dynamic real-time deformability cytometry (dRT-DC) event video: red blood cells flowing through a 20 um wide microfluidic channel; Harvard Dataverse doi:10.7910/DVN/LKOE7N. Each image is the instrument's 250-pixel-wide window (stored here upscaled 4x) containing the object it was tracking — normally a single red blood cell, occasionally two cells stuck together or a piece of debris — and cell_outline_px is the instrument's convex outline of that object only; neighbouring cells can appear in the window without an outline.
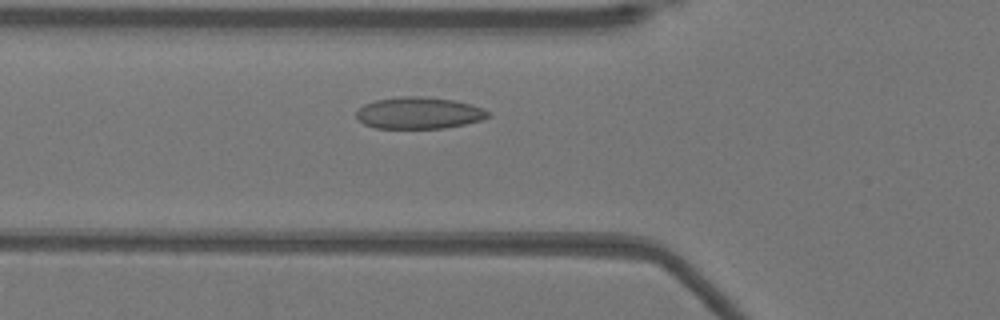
{"species": "Egyptian fruit bat (a non-hibernating species)", "species_latin": "Rousettus aegyptiacus", "temperature_condition": "warm", "stored_images_in_passage": 43, "camera_frame_rate_fps": 3000, "um_per_image_px": 0.085, "animal": {"sex": "female"}, "frame": {"image": 1, "passage_image": 9, "time_ms": 2.667, "image_size_px": [1000, 320], "cell_outline_px": [[488, 116], [480, 120], [464, 124], [444, 128], [376, 128], [364, 124], [356, 116], [356, 112], [364, 104], [376, 100], [400, 96], [420, 96], [452, 100], [472, 104], [488, 112]], "centroid_in_image_um": [35.57, 9.6], "position_along_channel_um": 90.2, "area_um2": 24.04}}
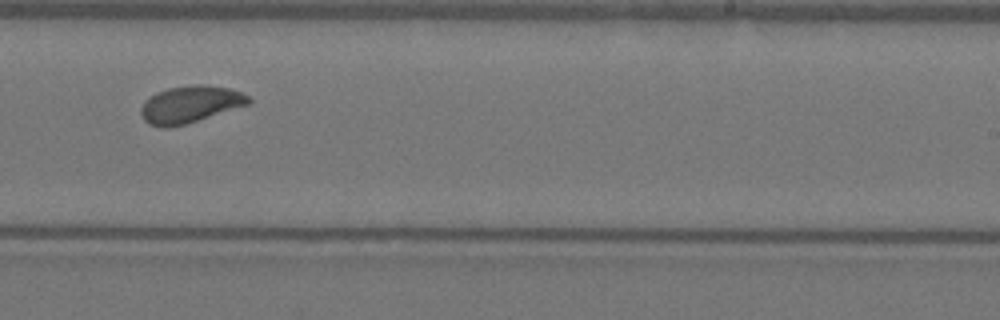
{"frame": {"image": 2, "passage_image": 23, "time_ms": 7.333, "image_size_px": [1000, 320], "cell_outline_px": [[252, 104], [184, 124], [168, 128], [164, 128], [148, 124], [144, 120], [140, 112], [140, 108], [144, 100], [156, 92], [168, 88], [196, 84], [200, 84], [228, 88], [240, 92], [248, 96], [252, 100]], "centroid_in_image_um": [16.15, 8.87], "position_along_channel_um": 272.8, "area_um2": 23.29}}
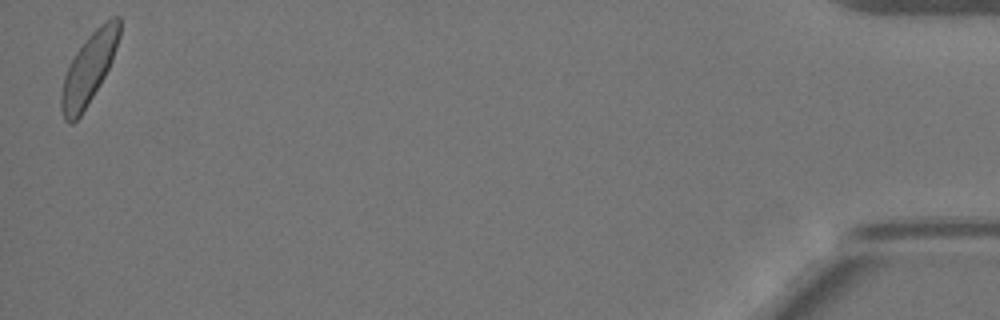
{"frame": {"image": 3, "passage_image": 42, "time_ms": 13.667, "image_size_px": [1000, 320], "cell_outline_px": [[120, 36], [112, 60], [100, 84], [80, 116], [72, 124], [68, 124], [64, 120], [60, 108], [60, 92], [64, 76], [76, 52], [88, 36], [100, 24], [112, 16], [120, 16]], "centroid_in_image_um": [7.54, 5.85], "position_along_channel_um": 427.7, "area_um2": 23.76}}